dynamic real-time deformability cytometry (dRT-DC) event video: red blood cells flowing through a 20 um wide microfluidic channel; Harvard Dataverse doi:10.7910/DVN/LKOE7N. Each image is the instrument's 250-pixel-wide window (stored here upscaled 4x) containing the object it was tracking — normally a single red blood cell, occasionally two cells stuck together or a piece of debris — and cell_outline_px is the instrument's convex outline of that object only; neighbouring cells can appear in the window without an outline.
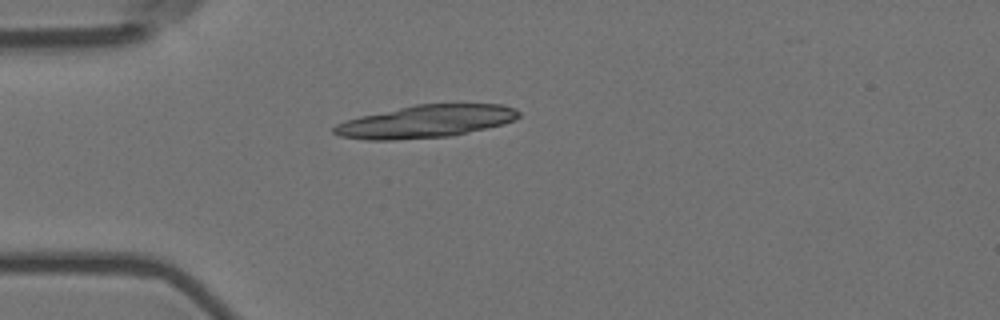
{"species": "Egyptian fruit bat (a non-hibernating species)", "species_latin": "Rousettus aegyptiacus", "temperature_condition": "room temperature", "stored_images_in_passage": 1, "camera_frame_rate_fps": 3000, "um_per_image_px": 0.085, "animal": {"sex": "female"}, "frame": {"image": 1, "passage_image": 1, "time_ms": 0.0, "image_size_px": [1000, 320], "cell_outline_px": [[520, 116], [516, 120], [504, 124], [448, 136], [392, 140], [368, 140], [340, 136], [332, 132], [332, 128], [336, 124], [360, 116], [416, 104], [500, 104], [516, 108], [520, 112]], "centroid_in_image_um": [36.21, 10.32], "position_along_channel_um": 48.8, "area_um2": 34.85}}